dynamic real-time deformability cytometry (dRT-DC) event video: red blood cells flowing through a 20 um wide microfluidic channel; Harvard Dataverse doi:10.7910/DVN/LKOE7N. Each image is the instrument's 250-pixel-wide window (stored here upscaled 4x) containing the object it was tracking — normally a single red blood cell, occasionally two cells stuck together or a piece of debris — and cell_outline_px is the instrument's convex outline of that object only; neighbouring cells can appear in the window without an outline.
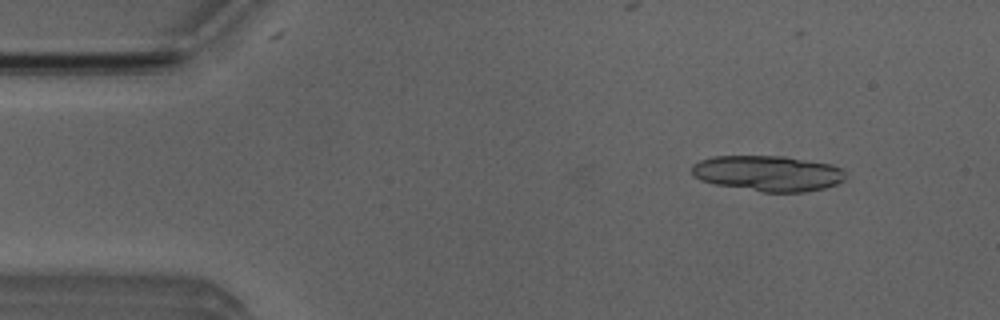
{"species": "Egyptian fruit bat (a non-hibernating species)", "species_latin": "Rousettus aegyptiacus", "temperature_condition": "room temperature", "stored_images_in_passage": 16, "camera_frame_rate_fps": 3000, "um_per_image_px": 0.085, "animal": {"sex": "male"}, "frame": {"image": 1, "passage_image": 5, "time_ms": 1.333, "image_size_px": [1000, 320], "cell_outline_px": [[844, 180], [836, 184], [824, 188], [804, 192], [760, 192], [716, 184], [700, 180], [692, 176], [692, 164], [700, 160], [712, 156], [784, 156], [828, 164], [840, 168], [844, 172]], "centroid_in_image_um": [65.22, 14.74], "position_along_channel_um": 19.8, "area_um2": 31.85}}